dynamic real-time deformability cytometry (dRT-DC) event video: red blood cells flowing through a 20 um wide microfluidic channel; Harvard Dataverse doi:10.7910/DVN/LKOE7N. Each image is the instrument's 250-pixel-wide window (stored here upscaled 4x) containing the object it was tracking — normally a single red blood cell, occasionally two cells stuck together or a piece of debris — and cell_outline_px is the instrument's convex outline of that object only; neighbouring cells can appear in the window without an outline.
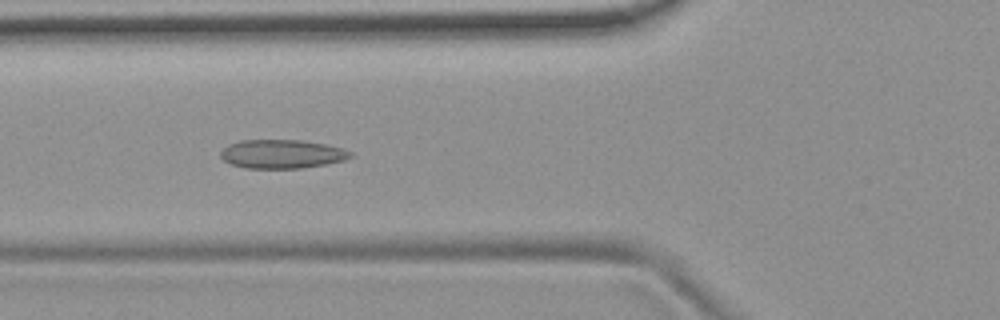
{"species": "common noctule bat (a hibernating species)", "species_latin": "Nyctalus noctula", "temperature_condition": "room temperature", "stored_images_in_passage": 53, "camera_frame_rate_fps": 3000, "um_per_image_px": 0.085, "animal": {"sex": "female", "body_mass_g": 19.9}, "frame": {"image": 1, "passage_image": 19, "time_ms": 6.0, "image_size_px": [1000, 320], "cell_outline_px": [[352, 156], [344, 160], [304, 168], [244, 168], [232, 164], [224, 160], [220, 156], [220, 152], [228, 144], [240, 140], [300, 140], [324, 144], [344, 148], [352, 152]], "centroid_in_image_um": [23.95, 13.09], "position_along_channel_um": 101.8, "area_um2": 21.73}}
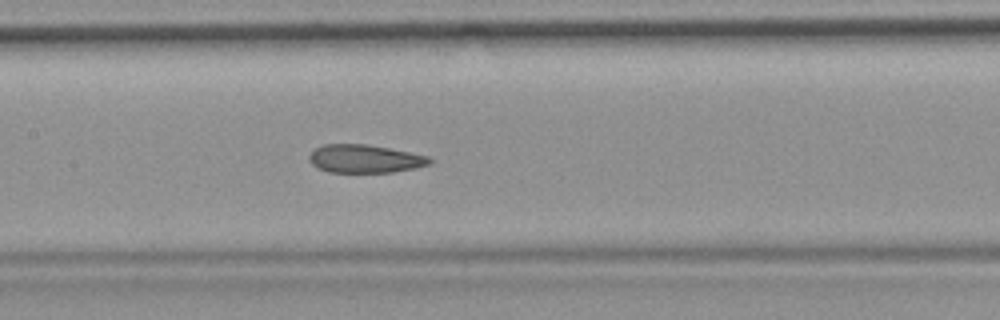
{"frame": {"image": 2, "passage_image": 25, "time_ms": 8.0, "image_size_px": [1000, 320], "cell_outline_px": [[432, 160], [428, 164], [416, 168], [392, 172], [328, 172], [312, 164], [308, 160], [308, 156], [316, 148], [324, 144], [364, 144], [388, 148], [428, 156]], "centroid_in_image_um": [30.99, 13.5], "position_along_channel_um": 176.4, "area_um2": 19.54}}
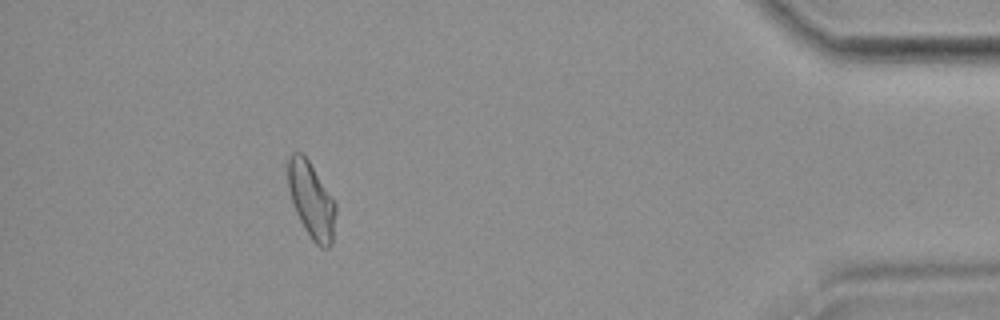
{"frame": {"image": 3, "passage_image": 48, "time_ms": 15.667, "image_size_px": [1000, 320], "cell_outline_px": [[336, 212], [332, 244], [328, 248], [320, 248], [312, 240], [304, 228], [296, 212], [288, 188], [288, 156], [292, 152], [300, 152], [308, 160], [336, 204]], "centroid_in_image_um": [26.47, 17.04], "position_along_channel_um": 408.7, "area_um2": 20.87}, "authors_computed_cell_mechanics": {"area_um2": 21.2126, "velocity_mm_per_s": 3.7181, "shape_relaxation_time_tau1_ms": null, "shape_relaxation_time_tau2_ms": 3.1902, "deformation_change_tau1": null, "deformation_change_tau2": 0.0996}}